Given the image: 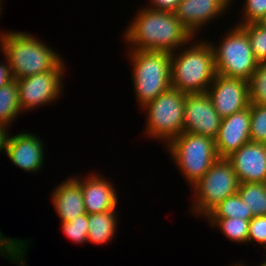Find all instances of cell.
<instances>
[{"label": "cell", "instance_id": "1", "mask_svg": "<svg viewBox=\"0 0 266 266\" xmlns=\"http://www.w3.org/2000/svg\"><path fill=\"white\" fill-rule=\"evenodd\" d=\"M131 50L175 52L194 38L174 12L143 8L124 32ZM133 45V46H132Z\"/></svg>", "mask_w": 266, "mask_h": 266}, {"label": "cell", "instance_id": "2", "mask_svg": "<svg viewBox=\"0 0 266 266\" xmlns=\"http://www.w3.org/2000/svg\"><path fill=\"white\" fill-rule=\"evenodd\" d=\"M1 51L8 61L13 79L35 74L66 70L62 58L41 40L26 32L0 34Z\"/></svg>", "mask_w": 266, "mask_h": 266}, {"label": "cell", "instance_id": "3", "mask_svg": "<svg viewBox=\"0 0 266 266\" xmlns=\"http://www.w3.org/2000/svg\"><path fill=\"white\" fill-rule=\"evenodd\" d=\"M211 42L203 41L171 53V87L185 94L206 93L217 75Z\"/></svg>", "mask_w": 266, "mask_h": 266}, {"label": "cell", "instance_id": "4", "mask_svg": "<svg viewBox=\"0 0 266 266\" xmlns=\"http://www.w3.org/2000/svg\"><path fill=\"white\" fill-rule=\"evenodd\" d=\"M132 79L137 102L143 108L171 87V53L130 50Z\"/></svg>", "mask_w": 266, "mask_h": 266}, {"label": "cell", "instance_id": "5", "mask_svg": "<svg viewBox=\"0 0 266 266\" xmlns=\"http://www.w3.org/2000/svg\"><path fill=\"white\" fill-rule=\"evenodd\" d=\"M166 146L191 187L219 158L213 138L190 132H182Z\"/></svg>", "mask_w": 266, "mask_h": 266}, {"label": "cell", "instance_id": "6", "mask_svg": "<svg viewBox=\"0 0 266 266\" xmlns=\"http://www.w3.org/2000/svg\"><path fill=\"white\" fill-rule=\"evenodd\" d=\"M222 40L217 47L211 43L217 74L249 82L259 62L255 59L247 33L235 26Z\"/></svg>", "mask_w": 266, "mask_h": 266}, {"label": "cell", "instance_id": "7", "mask_svg": "<svg viewBox=\"0 0 266 266\" xmlns=\"http://www.w3.org/2000/svg\"><path fill=\"white\" fill-rule=\"evenodd\" d=\"M187 94L170 87L154 101L143 107L147 111L145 134L155 139H162L168 145L184 129V106Z\"/></svg>", "mask_w": 266, "mask_h": 266}, {"label": "cell", "instance_id": "8", "mask_svg": "<svg viewBox=\"0 0 266 266\" xmlns=\"http://www.w3.org/2000/svg\"><path fill=\"white\" fill-rule=\"evenodd\" d=\"M239 180L227 158H218L205 175L191 189H194L195 203L192 212L206 216L228 196L237 193Z\"/></svg>", "mask_w": 266, "mask_h": 266}, {"label": "cell", "instance_id": "9", "mask_svg": "<svg viewBox=\"0 0 266 266\" xmlns=\"http://www.w3.org/2000/svg\"><path fill=\"white\" fill-rule=\"evenodd\" d=\"M64 72V70H51L18 79L21 111L35 109L38 106L56 102L62 91V76Z\"/></svg>", "mask_w": 266, "mask_h": 266}, {"label": "cell", "instance_id": "10", "mask_svg": "<svg viewBox=\"0 0 266 266\" xmlns=\"http://www.w3.org/2000/svg\"><path fill=\"white\" fill-rule=\"evenodd\" d=\"M214 109L224 119L250 105L249 82L216 75L206 91Z\"/></svg>", "mask_w": 266, "mask_h": 266}, {"label": "cell", "instance_id": "11", "mask_svg": "<svg viewBox=\"0 0 266 266\" xmlns=\"http://www.w3.org/2000/svg\"><path fill=\"white\" fill-rule=\"evenodd\" d=\"M222 118L206 93L187 94L184 106V129L190 132L215 139Z\"/></svg>", "mask_w": 266, "mask_h": 266}, {"label": "cell", "instance_id": "12", "mask_svg": "<svg viewBox=\"0 0 266 266\" xmlns=\"http://www.w3.org/2000/svg\"><path fill=\"white\" fill-rule=\"evenodd\" d=\"M227 159L240 183H266V144L250 141Z\"/></svg>", "mask_w": 266, "mask_h": 266}, {"label": "cell", "instance_id": "13", "mask_svg": "<svg viewBox=\"0 0 266 266\" xmlns=\"http://www.w3.org/2000/svg\"><path fill=\"white\" fill-rule=\"evenodd\" d=\"M43 142L30 132L6 135L4 150L11 162L27 172H37L44 160Z\"/></svg>", "mask_w": 266, "mask_h": 266}, {"label": "cell", "instance_id": "14", "mask_svg": "<svg viewBox=\"0 0 266 266\" xmlns=\"http://www.w3.org/2000/svg\"><path fill=\"white\" fill-rule=\"evenodd\" d=\"M250 105L229 117L222 119L218 134L214 139L219 158H227L250 138Z\"/></svg>", "mask_w": 266, "mask_h": 266}, {"label": "cell", "instance_id": "15", "mask_svg": "<svg viewBox=\"0 0 266 266\" xmlns=\"http://www.w3.org/2000/svg\"><path fill=\"white\" fill-rule=\"evenodd\" d=\"M230 6L228 0H181L174 11L178 21L195 37V32Z\"/></svg>", "mask_w": 266, "mask_h": 266}, {"label": "cell", "instance_id": "16", "mask_svg": "<svg viewBox=\"0 0 266 266\" xmlns=\"http://www.w3.org/2000/svg\"><path fill=\"white\" fill-rule=\"evenodd\" d=\"M75 178L81 184L84 208L88 215L116 210L118 204L117 192L110 181L94 173H91L84 180L76 176Z\"/></svg>", "mask_w": 266, "mask_h": 266}, {"label": "cell", "instance_id": "17", "mask_svg": "<svg viewBox=\"0 0 266 266\" xmlns=\"http://www.w3.org/2000/svg\"><path fill=\"white\" fill-rule=\"evenodd\" d=\"M51 198L61 222L71 221L86 212L81 184L74 177L57 185Z\"/></svg>", "mask_w": 266, "mask_h": 266}, {"label": "cell", "instance_id": "18", "mask_svg": "<svg viewBox=\"0 0 266 266\" xmlns=\"http://www.w3.org/2000/svg\"><path fill=\"white\" fill-rule=\"evenodd\" d=\"M115 210L88 215V239L90 243L105 244L115 236L117 224Z\"/></svg>", "mask_w": 266, "mask_h": 266}, {"label": "cell", "instance_id": "19", "mask_svg": "<svg viewBox=\"0 0 266 266\" xmlns=\"http://www.w3.org/2000/svg\"><path fill=\"white\" fill-rule=\"evenodd\" d=\"M21 113L18 83L13 79L7 85L0 87V125L6 129L17 115Z\"/></svg>", "mask_w": 266, "mask_h": 266}, {"label": "cell", "instance_id": "20", "mask_svg": "<svg viewBox=\"0 0 266 266\" xmlns=\"http://www.w3.org/2000/svg\"><path fill=\"white\" fill-rule=\"evenodd\" d=\"M237 192L253 216L266 215V183H240Z\"/></svg>", "mask_w": 266, "mask_h": 266}, {"label": "cell", "instance_id": "21", "mask_svg": "<svg viewBox=\"0 0 266 266\" xmlns=\"http://www.w3.org/2000/svg\"><path fill=\"white\" fill-rule=\"evenodd\" d=\"M206 218H242L251 220L254 216L252 211L243 203L238 192L228 196L224 201L213 208L206 216Z\"/></svg>", "mask_w": 266, "mask_h": 266}, {"label": "cell", "instance_id": "22", "mask_svg": "<svg viewBox=\"0 0 266 266\" xmlns=\"http://www.w3.org/2000/svg\"><path fill=\"white\" fill-rule=\"evenodd\" d=\"M210 225L220 228V231L234 242L246 243L248 241L249 220L240 218H205Z\"/></svg>", "mask_w": 266, "mask_h": 266}, {"label": "cell", "instance_id": "23", "mask_svg": "<svg viewBox=\"0 0 266 266\" xmlns=\"http://www.w3.org/2000/svg\"><path fill=\"white\" fill-rule=\"evenodd\" d=\"M238 26L247 33L255 59L258 62H266V28L259 23Z\"/></svg>", "mask_w": 266, "mask_h": 266}, {"label": "cell", "instance_id": "24", "mask_svg": "<svg viewBox=\"0 0 266 266\" xmlns=\"http://www.w3.org/2000/svg\"><path fill=\"white\" fill-rule=\"evenodd\" d=\"M251 142L266 144V105L250 103Z\"/></svg>", "mask_w": 266, "mask_h": 266}, {"label": "cell", "instance_id": "25", "mask_svg": "<svg viewBox=\"0 0 266 266\" xmlns=\"http://www.w3.org/2000/svg\"><path fill=\"white\" fill-rule=\"evenodd\" d=\"M250 103L266 105V62H259L249 81Z\"/></svg>", "mask_w": 266, "mask_h": 266}, {"label": "cell", "instance_id": "26", "mask_svg": "<svg viewBox=\"0 0 266 266\" xmlns=\"http://www.w3.org/2000/svg\"><path fill=\"white\" fill-rule=\"evenodd\" d=\"M62 232L72 241L76 243L88 242V214H80L77 218L62 222Z\"/></svg>", "mask_w": 266, "mask_h": 266}, {"label": "cell", "instance_id": "27", "mask_svg": "<svg viewBox=\"0 0 266 266\" xmlns=\"http://www.w3.org/2000/svg\"><path fill=\"white\" fill-rule=\"evenodd\" d=\"M243 21L238 25L259 23L266 16V0H246Z\"/></svg>", "mask_w": 266, "mask_h": 266}, {"label": "cell", "instance_id": "28", "mask_svg": "<svg viewBox=\"0 0 266 266\" xmlns=\"http://www.w3.org/2000/svg\"><path fill=\"white\" fill-rule=\"evenodd\" d=\"M254 241L266 248V215L254 216L249 222L247 243Z\"/></svg>", "mask_w": 266, "mask_h": 266}, {"label": "cell", "instance_id": "29", "mask_svg": "<svg viewBox=\"0 0 266 266\" xmlns=\"http://www.w3.org/2000/svg\"><path fill=\"white\" fill-rule=\"evenodd\" d=\"M152 3L147 8L156 11L174 12L181 0H149Z\"/></svg>", "mask_w": 266, "mask_h": 266}, {"label": "cell", "instance_id": "30", "mask_svg": "<svg viewBox=\"0 0 266 266\" xmlns=\"http://www.w3.org/2000/svg\"><path fill=\"white\" fill-rule=\"evenodd\" d=\"M5 60H6L5 61L6 63L4 64L0 63V87L7 85L13 80L11 71H10V66L6 58Z\"/></svg>", "mask_w": 266, "mask_h": 266}, {"label": "cell", "instance_id": "31", "mask_svg": "<svg viewBox=\"0 0 266 266\" xmlns=\"http://www.w3.org/2000/svg\"><path fill=\"white\" fill-rule=\"evenodd\" d=\"M4 126L0 125V152L4 150L5 138L7 135V131Z\"/></svg>", "mask_w": 266, "mask_h": 266}, {"label": "cell", "instance_id": "32", "mask_svg": "<svg viewBox=\"0 0 266 266\" xmlns=\"http://www.w3.org/2000/svg\"><path fill=\"white\" fill-rule=\"evenodd\" d=\"M259 24L266 28V16L261 21H259Z\"/></svg>", "mask_w": 266, "mask_h": 266}, {"label": "cell", "instance_id": "33", "mask_svg": "<svg viewBox=\"0 0 266 266\" xmlns=\"http://www.w3.org/2000/svg\"><path fill=\"white\" fill-rule=\"evenodd\" d=\"M239 266H244L243 264L237 263ZM246 266V265H245ZM259 266H266L264 262H262Z\"/></svg>", "mask_w": 266, "mask_h": 266}, {"label": "cell", "instance_id": "34", "mask_svg": "<svg viewBox=\"0 0 266 266\" xmlns=\"http://www.w3.org/2000/svg\"><path fill=\"white\" fill-rule=\"evenodd\" d=\"M1 6H2V5H1V1H0V15H1V12H2V11H1V10H2V7H1Z\"/></svg>", "mask_w": 266, "mask_h": 266}]
</instances>
